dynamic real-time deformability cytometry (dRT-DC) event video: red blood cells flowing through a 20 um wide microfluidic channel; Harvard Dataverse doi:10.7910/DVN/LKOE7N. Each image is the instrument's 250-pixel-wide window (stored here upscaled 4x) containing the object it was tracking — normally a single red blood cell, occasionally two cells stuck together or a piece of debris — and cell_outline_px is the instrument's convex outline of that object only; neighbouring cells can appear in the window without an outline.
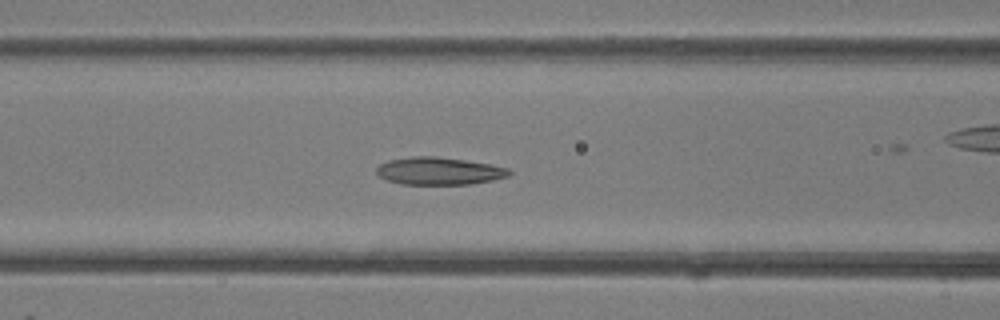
{"species": "common noctule bat (a hibernating species)", "species_latin": "Nyctalus noctula", "temperature_condition": "room temperature", "stored_images_in_passage": 39, "camera_frame_rate_fps": 3000, "um_per_image_px": 0.085, "animal": {"sex": "female"}, "frame": {"image": 1, "passage_image": 15, "time_ms": 4.667, "image_size_px": [1000, 320], "cell_outline_px": [[512, 172], [508, 176], [492, 180], [468, 184], [400, 184], [388, 180], [380, 176], [376, 172], [376, 168], [380, 164], [388, 160], [412, 156], [436, 156], [464, 160], [488, 164], [508, 168]], "centroid_in_image_um": [37.29, 14.53], "position_along_channel_um": 129.3, "area_um2": 21.1}}
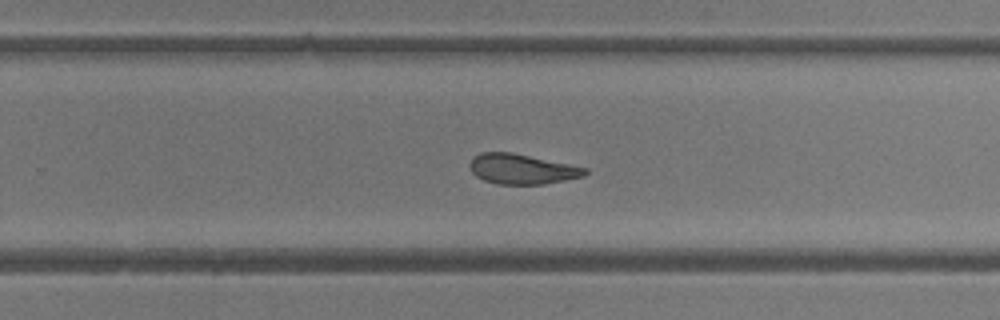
{"frame": {"image": 2, "passage_image": 24, "time_ms": 7.667, "image_size_px": [1000, 320], "cell_outline_px": [[588, 172], [584, 176], [544, 184], [496, 184], [484, 180], [476, 176], [472, 172], [468, 164], [472, 156], [480, 152], [512, 152], [588, 168]], "centroid_in_image_um": [44.32, 14.36], "position_along_channel_um": 285.5, "area_um2": 20.29}}
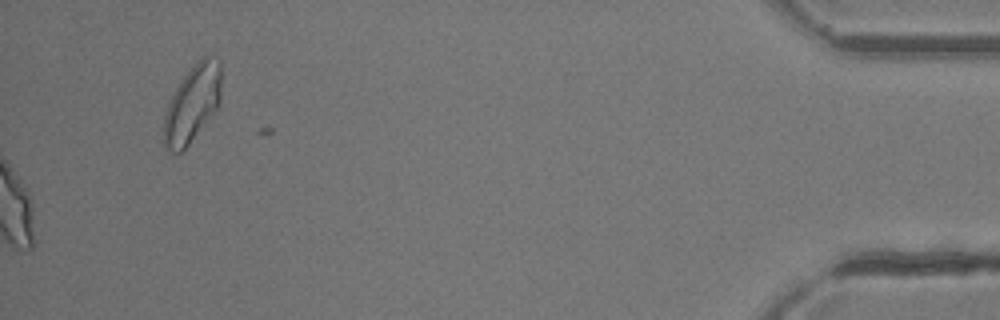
{"frame": {"image": 3, "passage_image": 39, "time_ms": 12.667, "image_size_px": [1000, 320], "cell_outline_px": [[220, 100], [216, 108], [188, 144], [176, 156], [164, 148], [164, 116], [168, 104], [176, 88], [184, 76], [204, 56], [208, 56], [220, 60]], "centroid_in_image_um": [16.32, 8.85], "position_along_channel_um": 418.9, "area_um2": 25.03}}